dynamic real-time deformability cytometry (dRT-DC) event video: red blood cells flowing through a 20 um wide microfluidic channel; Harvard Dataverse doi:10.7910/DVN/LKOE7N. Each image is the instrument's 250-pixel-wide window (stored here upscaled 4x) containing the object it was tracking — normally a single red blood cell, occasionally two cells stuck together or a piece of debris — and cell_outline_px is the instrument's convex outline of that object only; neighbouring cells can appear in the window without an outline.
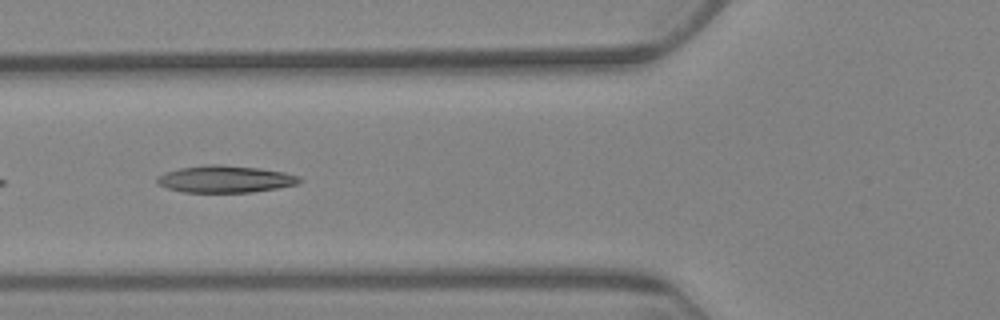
{"species": "Egyptian fruit bat (a non-hibernating species)", "species_latin": "Rousettus aegyptiacus", "temperature_condition": "warm", "stored_images_in_passage": 8, "camera_frame_rate_fps": 3000, "um_per_image_px": 0.085, "animal": {"sex": "female"}, "frame": {"image": 1, "passage_image": 7, "time_ms": 7.0, "image_size_px": [1000, 320], "cell_outline_px": [[304, 180], [296, 184], [276, 188], [252, 192], [184, 192], [168, 188], [156, 184], [156, 180], [164, 172], [180, 168], [204, 164], [220, 164], [260, 168], [284, 172], [300, 176]], "centroid_in_image_um": [19.15, 15.21], "position_along_channel_um": 106.7, "area_um2": 22.48}}
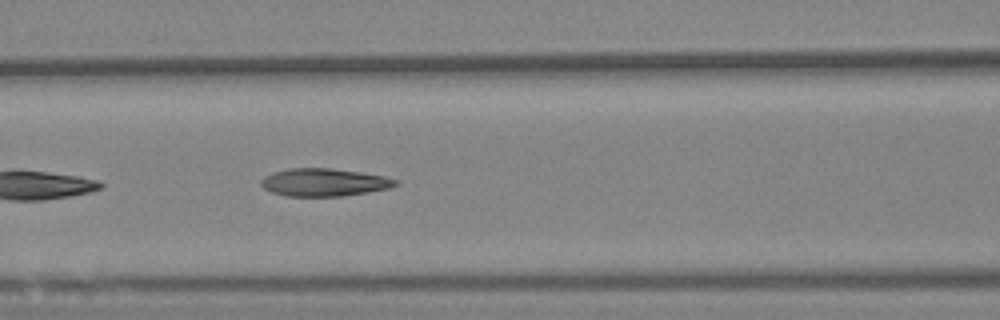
{"frame": {"image": 2, "passage_image": 8, "time_ms": 8.0, "image_size_px": [1000, 320], "cell_outline_px": [[400, 184], [388, 188], [368, 192], [344, 196], [284, 196], [272, 192], [264, 188], [260, 184], [260, 180], [264, 176], [272, 172], [292, 168], [332, 168], [360, 172], [384, 176], [400, 180]], "centroid_in_image_um": [27.55, 15.5], "position_along_channel_um": 139.0, "area_um2": 21.91}}